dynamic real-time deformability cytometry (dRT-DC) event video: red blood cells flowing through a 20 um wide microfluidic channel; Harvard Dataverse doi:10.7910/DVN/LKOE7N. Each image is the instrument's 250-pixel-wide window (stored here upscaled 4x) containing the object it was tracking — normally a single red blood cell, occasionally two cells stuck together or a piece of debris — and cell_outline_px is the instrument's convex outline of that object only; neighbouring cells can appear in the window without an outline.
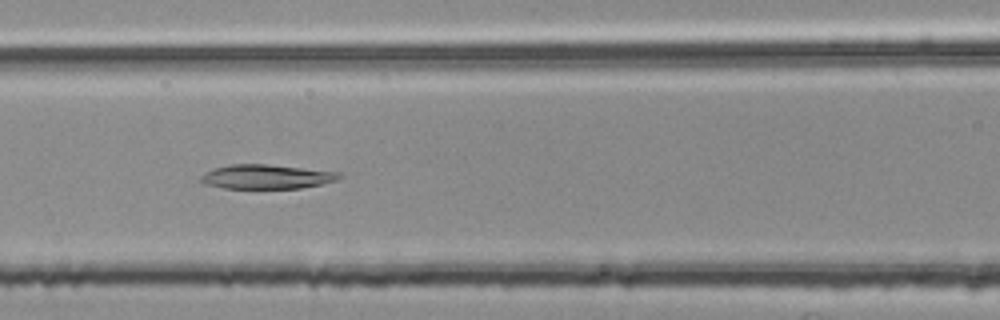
{"species": "common noctule bat (a hibernating species)", "species_latin": "Nyctalus noctula", "temperature_condition": "room temperature", "stored_images_in_passage": 54, "camera_frame_rate_fps": 3000, "um_per_image_px": 0.085, "animal": {"sex": "female", "body_mass_g": 25.1}, "frame": {"image": 1, "passage_image": 24, "time_ms": 7.667, "image_size_px": [1000, 320], "cell_outline_px": [[344, 176], [336, 180], [320, 184], [300, 188], [220, 188], [204, 184], [200, 180], [200, 176], [204, 172], [216, 168], [232, 164], [268, 164], [340, 172]], "centroid_in_image_um": [22.64, 15.02], "position_along_channel_um": 144.0, "area_um2": 19.59}}
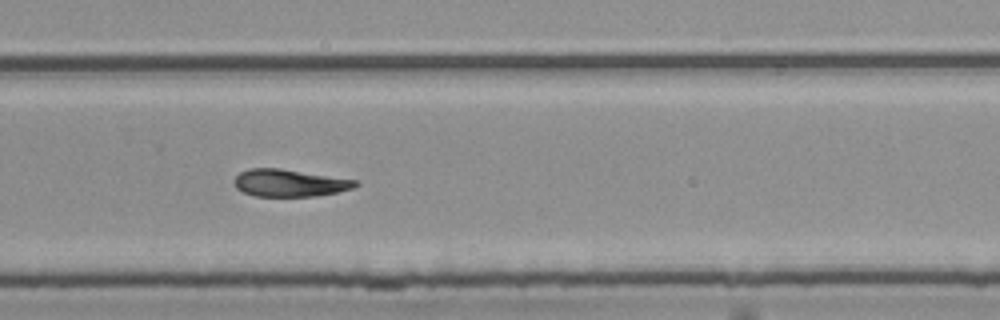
{"frame": {"image": 2, "passage_image": 37, "time_ms": 12.0, "image_size_px": [1000, 320], "cell_outline_px": [[360, 184], [352, 188], [336, 192], [316, 196], [252, 196], [236, 188], [232, 180], [240, 172], [248, 168], [280, 168], [360, 180]], "centroid_in_image_um": [24.61, 15.54], "position_along_channel_um": 305.2, "area_um2": 19.48}}
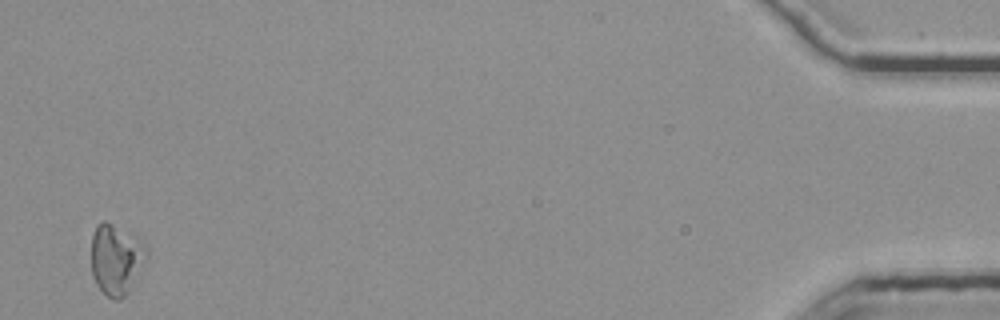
{"frame": {"image": 3, "passage_image": 54, "time_ms": 17.667, "image_size_px": [1000, 320], "cell_outline_px": [[148, 256], [124, 296], [120, 300], [112, 300], [96, 284], [92, 276], [92, 236], [96, 224], [104, 220], [112, 224], [144, 244], [148, 248]], "centroid_in_image_um": [9.84, 22.04], "position_along_channel_um": 425.4, "area_um2": 22.14}}